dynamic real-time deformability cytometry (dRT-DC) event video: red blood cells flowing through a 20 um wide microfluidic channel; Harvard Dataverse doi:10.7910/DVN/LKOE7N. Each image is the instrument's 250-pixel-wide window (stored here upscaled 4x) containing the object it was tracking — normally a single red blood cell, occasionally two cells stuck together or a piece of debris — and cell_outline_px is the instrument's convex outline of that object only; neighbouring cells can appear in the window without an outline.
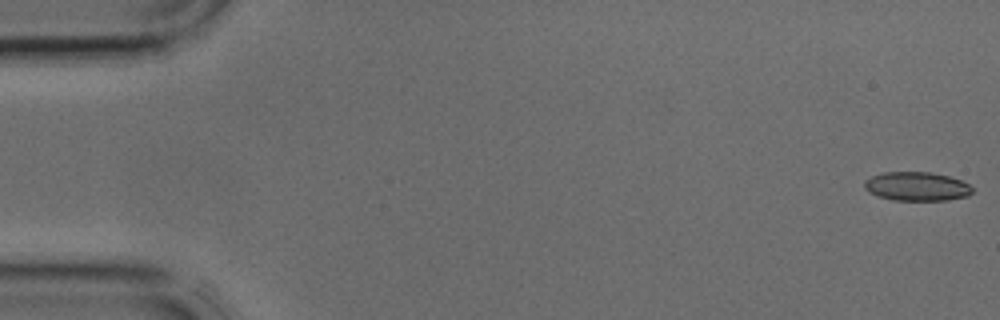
{"species": "common noctule bat (a hibernating species)", "species_latin": "Nyctalus noctula", "temperature_condition": "cold", "stored_images_in_passage": 4, "camera_frame_rate_fps": 3000, "um_per_image_px": 0.085, "animal": {"sex": "male", "body_mass_g": 17.9, "forearm_length_mm": 54.2}, "frame": {"image": 1, "passage_image": 1, "time_ms": 0.0, "image_size_px": [1000, 320], "cell_outline_px": [[972, 192], [968, 196], [948, 200], [892, 200], [876, 196], [868, 192], [864, 188], [864, 180], [872, 176], [884, 172], [932, 172], [948, 176], [960, 180], [968, 184], [972, 188]], "centroid_in_image_um": [77.89, 15.85], "position_along_channel_um": 7.1, "area_um2": 18.26}}
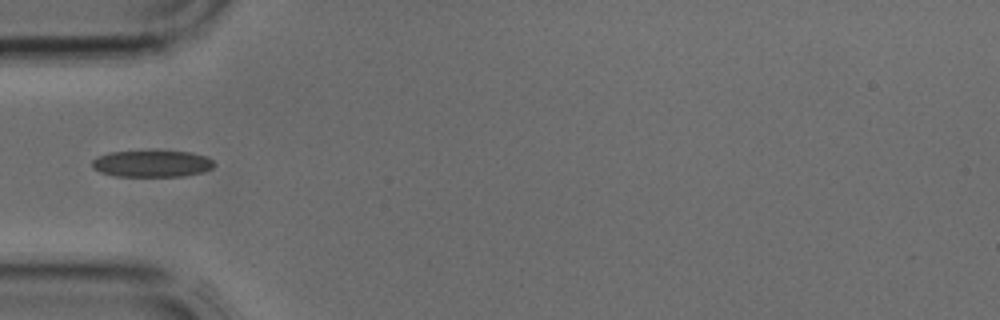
{"frame": {"image": 2, "passage_image": 4, "time_ms": 1.0, "image_size_px": [1000, 320], "cell_outline_px": [[216, 164], [212, 168], [200, 172], [184, 176], [116, 176], [100, 172], [92, 168], [92, 160], [96, 156], [108, 152], [156, 148], [192, 152], [208, 156]], "centroid_in_image_um": [12.9, 13.85], "position_along_channel_um": 72.1, "area_um2": 20.06}}